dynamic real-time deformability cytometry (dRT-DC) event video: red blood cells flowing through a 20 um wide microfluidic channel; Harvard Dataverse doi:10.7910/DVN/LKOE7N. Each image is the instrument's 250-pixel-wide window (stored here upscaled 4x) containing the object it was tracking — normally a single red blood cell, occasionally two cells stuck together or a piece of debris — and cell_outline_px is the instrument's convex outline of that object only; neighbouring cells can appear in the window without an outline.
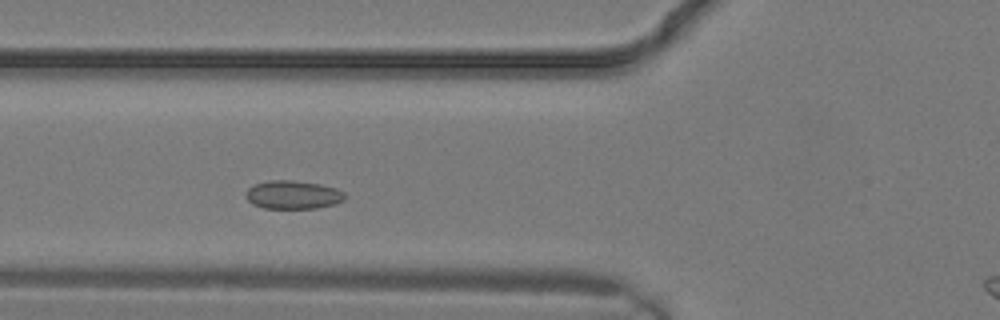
{"species": "common noctule bat (a hibernating species)", "species_latin": "Nyctalus noctula", "temperature_condition": "warm", "stored_images_in_passage": 21, "camera_frame_rate_fps": 3000, "um_per_image_px": 0.085, "animal": {"sex": "male", "body_mass_g": 19.2, "forearm_length_mm": 51.8}, "frame": {"image": 1, "passage_image": 5, "time_ms": 1.333, "image_size_px": [1000, 320], "cell_outline_px": [[348, 196], [344, 200], [336, 204], [316, 208], [264, 208], [252, 204], [244, 196], [248, 188], [256, 184], [268, 180], [292, 180], [320, 184], [336, 188], [344, 192]], "centroid_in_image_um": [24.93, 16.55], "position_along_channel_um": 100.9, "area_um2": 16.53}}
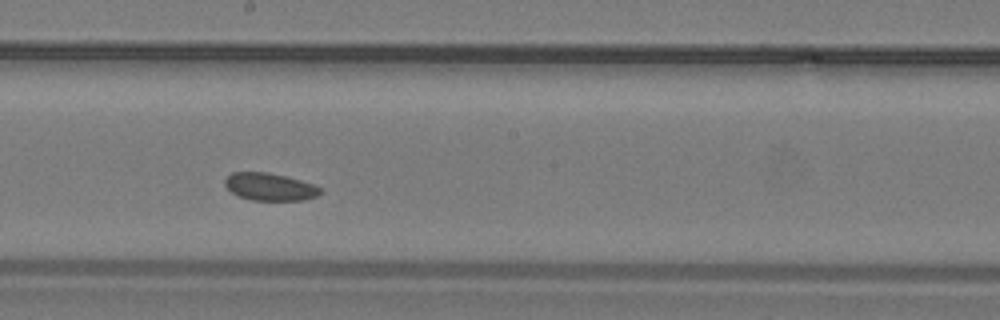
{"frame": {"image": 2, "passage_image": 10, "time_ms": 3.0, "image_size_px": [1000, 320], "cell_outline_px": [[324, 192], [316, 196], [304, 200], [252, 200], [236, 196], [224, 184], [224, 180], [232, 172], [268, 172], [300, 180], [312, 184], [320, 188]], "centroid_in_image_um": [22.92, 15.88], "position_along_channel_um": 225.3, "area_um2": 15.26}}
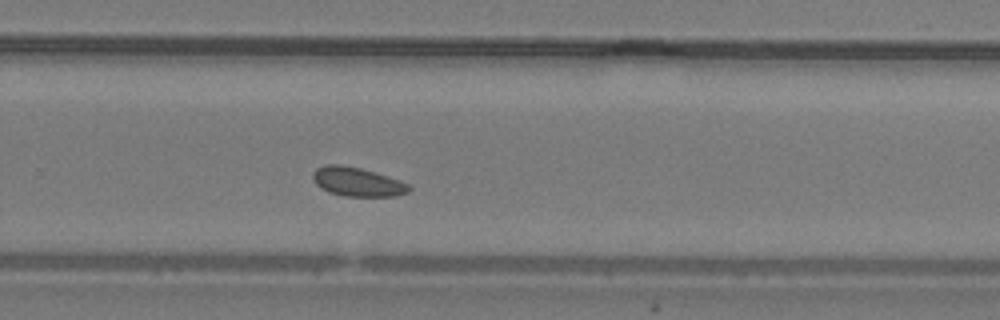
{"frame": {"image": 3, "passage_image": 13, "time_ms": 4.0, "image_size_px": [1000, 320], "cell_outline_px": [[412, 188], [408, 192], [396, 196], [344, 196], [328, 192], [320, 188], [316, 184], [312, 176], [312, 172], [316, 168], [324, 164], [340, 164], [360, 168], [388, 176], [400, 180], [408, 184]], "centroid_in_image_um": [30.35, 15.45], "position_along_channel_um": 299.5, "area_um2": 16.36}}